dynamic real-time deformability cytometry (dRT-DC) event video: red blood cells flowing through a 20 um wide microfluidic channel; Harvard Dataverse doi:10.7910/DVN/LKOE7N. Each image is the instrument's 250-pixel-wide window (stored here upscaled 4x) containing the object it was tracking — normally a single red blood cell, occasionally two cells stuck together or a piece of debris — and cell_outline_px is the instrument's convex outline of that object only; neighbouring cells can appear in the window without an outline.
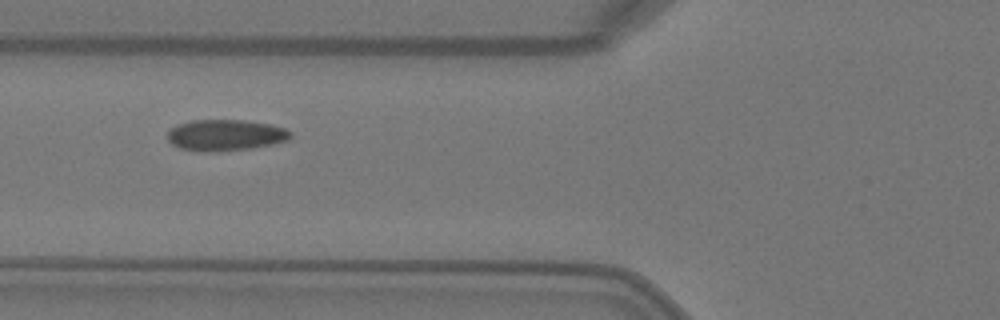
{"species": "Egyptian fruit bat (a non-hibernating species)", "species_latin": "Rousettus aegyptiacus", "temperature_condition": "warm", "stored_images_in_passage": 2, "camera_frame_rate_fps": 3000, "um_per_image_px": 0.085, "animal": {"sex": "female"}, "frame": {"image": 1, "passage_image": 2, "time_ms": 0.333, "image_size_px": [1000, 320], "cell_outline_px": [[292, 136], [288, 140], [252, 148], [216, 152], [180, 148], [172, 144], [168, 140], [168, 132], [176, 124], [192, 120], [244, 120], [268, 124], [284, 128], [292, 132]], "centroid_in_image_um": [19.16, 11.48], "position_along_channel_um": 106.6, "area_um2": 22.2}}